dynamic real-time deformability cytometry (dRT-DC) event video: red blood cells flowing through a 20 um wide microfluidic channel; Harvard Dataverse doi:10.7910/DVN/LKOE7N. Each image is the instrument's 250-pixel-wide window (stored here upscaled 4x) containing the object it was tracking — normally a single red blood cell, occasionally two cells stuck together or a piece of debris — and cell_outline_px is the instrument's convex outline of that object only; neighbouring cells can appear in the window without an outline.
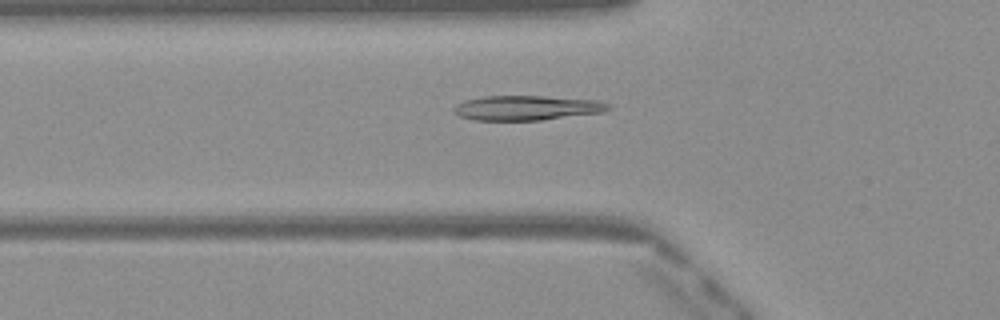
{"species": "Egyptian fruit bat (a non-hibernating species)", "species_latin": "Rousettus aegyptiacus", "temperature_condition": "warm", "stored_images_in_passage": 49, "camera_frame_rate_fps": 3000, "um_per_image_px": 0.085, "frame": {"image": 1, "passage_image": 17, "time_ms": 5.333, "image_size_px": [1000, 320], "cell_outline_px": [[612, 108], [604, 112], [540, 120], [472, 120], [460, 116], [452, 112], [452, 108], [456, 104], [468, 100], [484, 96], [544, 96], [600, 100], [608, 104]], "centroid_in_image_um": [44.78, 9.17], "position_along_channel_um": 81.0, "area_um2": 22.31}}
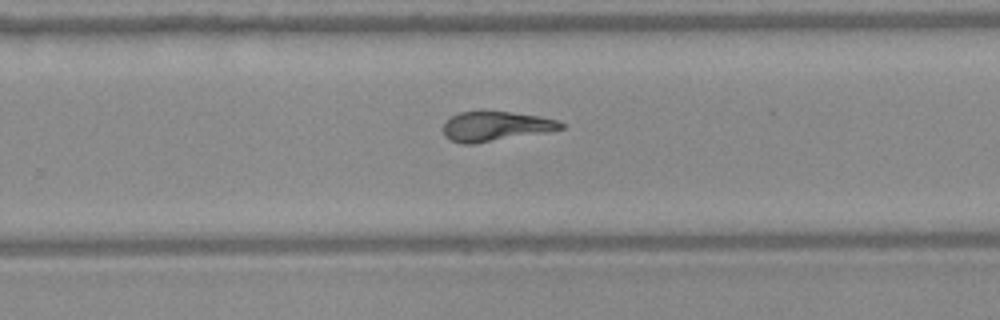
{"frame": {"image": 2, "passage_image": 32, "time_ms": 10.333, "image_size_px": [1000, 320], "cell_outline_px": [[564, 128], [552, 132], [472, 144], [460, 144], [444, 136], [444, 124], [452, 116], [460, 112], [480, 108], [484, 108], [540, 116], [560, 120], [564, 124]], "centroid_in_image_um": [42.17, 10.7], "position_along_channel_um": 287.6, "area_um2": 21.27}}
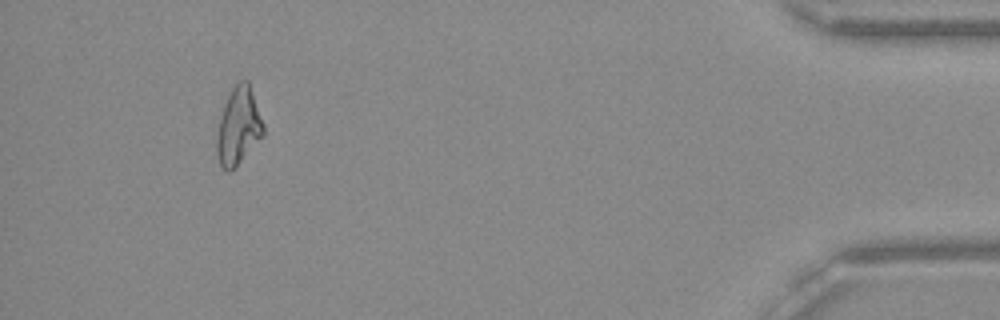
{"frame": {"image": 3, "passage_image": 46, "time_ms": 15.0, "image_size_px": [1000, 320], "cell_outline_px": [[264, 136], [236, 168], [228, 172], [220, 164], [216, 152], [216, 140], [220, 116], [224, 104], [232, 88], [240, 80], [248, 80], [264, 124]], "centroid_in_image_um": [20.28, 10.76], "position_along_channel_um": 414.9, "area_um2": 21.15}, "authors_computed_cell_mechanics": {"area_um2": 21.1548, "velocity_mm_per_s": 4.1102, "shape_relaxation_time_tau1_ms": 8.3133, "shape_relaxation_time_tau2_ms": 1.6812, "deformation_change_tau1": 0.284, "deformation_change_tau2": 0.0935}}